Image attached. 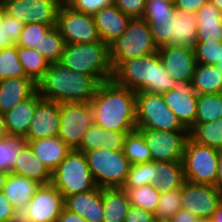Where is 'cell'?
<instances>
[{
  "instance_id": "cell-1",
  "label": "cell",
  "mask_w": 222,
  "mask_h": 222,
  "mask_svg": "<svg viewBox=\"0 0 222 222\" xmlns=\"http://www.w3.org/2000/svg\"><path fill=\"white\" fill-rule=\"evenodd\" d=\"M93 123L106 130L131 132L137 129L136 92L112 79L100 83L90 102Z\"/></svg>"
},
{
  "instance_id": "cell-2",
  "label": "cell",
  "mask_w": 222,
  "mask_h": 222,
  "mask_svg": "<svg viewBox=\"0 0 222 222\" xmlns=\"http://www.w3.org/2000/svg\"><path fill=\"white\" fill-rule=\"evenodd\" d=\"M100 82L92 76L74 72L60 62L49 64L37 90L45 100L58 103H90Z\"/></svg>"
},
{
  "instance_id": "cell-3",
  "label": "cell",
  "mask_w": 222,
  "mask_h": 222,
  "mask_svg": "<svg viewBox=\"0 0 222 222\" xmlns=\"http://www.w3.org/2000/svg\"><path fill=\"white\" fill-rule=\"evenodd\" d=\"M112 80L134 92L158 94L173 89L177 82L167 73L158 52L121 61L113 69Z\"/></svg>"
},
{
  "instance_id": "cell-4",
  "label": "cell",
  "mask_w": 222,
  "mask_h": 222,
  "mask_svg": "<svg viewBox=\"0 0 222 222\" xmlns=\"http://www.w3.org/2000/svg\"><path fill=\"white\" fill-rule=\"evenodd\" d=\"M60 63L74 72L95 77L100 83L113 76L109 45L102 40L65 44Z\"/></svg>"
},
{
  "instance_id": "cell-5",
  "label": "cell",
  "mask_w": 222,
  "mask_h": 222,
  "mask_svg": "<svg viewBox=\"0 0 222 222\" xmlns=\"http://www.w3.org/2000/svg\"><path fill=\"white\" fill-rule=\"evenodd\" d=\"M51 184L64 198L98 187L89 169L85 153L79 150H71L52 172Z\"/></svg>"
},
{
  "instance_id": "cell-6",
  "label": "cell",
  "mask_w": 222,
  "mask_h": 222,
  "mask_svg": "<svg viewBox=\"0 0 222 222\" xmlns=\"http://www.w3.org/2000/svg\"><path fill=\"white\" fill-rule=\"evenodd\" d=\"M113 69L121 62L158 52L150 26L143 18L129 21L126 31L109 45Z\"/></svg>"
},
{
  "instance_id": "cell-7",
  "label": "cell",
  "mask_w": 222,
  "mask_h": 222,
  "mask_svg": "<svg viewBox=\"0 0 222 222\" xmlns=\"http://www.w3.org/2000/svg\"><path fill=\"white\" fill-rule=\"evenodd\" d=\"M84 153L99 188H122L124 186L131 164L123 150L112 151L101 148Z\"/></svg>"
},
{
  "instance_id": "cell-8",
  "label": "cell",
  "mask_w": 222,
  "mask_h": 222,
  "mask_svg": "<svg viewBox=\"0 0 222 222\" xmlns=\"http://www.w3.org/2000/svg\"><path fill=\"white\" fill-rule=\"evenodd\" d=\"M135 108L137 128L162 131H189L167 106L162 94L136 92Z\"/></svg>"
},
{
  "instance_id": "cell-9",
  "label": "cell",
  "mask_w": 222,
  "mask_h": 222,
  "mask_svg": "<svg viewBox=\"0 0 222 222\" xmlns=\"http://www.w3.org/2000/svg\"><path fill=\"white\" fill-rule=\"evenodd\" d=\"M219 152L188 138L182 159L185 181L216 186Z\"/></svg>"
},
{
  "instance_id": "cell-10",
  "label": "cell",
  "mask_w": 222,
  "mask_h": 222,
  "mask_svg": "<svg viewBox=\"0 0 222 222\" xmlns=\"http://www.w3.org/2000/svg\"><path fill=\"white\" fill-rule=\"evenodd\" d=\"M93 123L90 103H60L58 136L71 150H80L84 134Z\"/></svg>"
},
{
  "instance_id": "cell-11",
  "label": "cell",
  "mask_w": 222,
  "mask_h": 222,
  "mask_svg": "<svg viewBox=\"0 0 222 222\" xmlns=\"http://www.w3.org/2000/svg\"><path fill=\"white\" fill-rule=\"evenodd\" d=\"M56 26L65 44L93 43L100 40L93 16L75 11L65 2L59 8Z\"/></svg>"
},
{
  "instance_id": "cell-12",
  "label": "cell",
  "mask_w": 222,
  "mask_h": 222,
  "mask_svg": "<svg viewBox=\"0 0 222 222\" xmlns=\"http://www.w3.org/2000/svg\"><path fill=\"white\" fill-rule=\"evenodd\" d=\"M151 152L152 161L181 162L189 131H162L137 128Z\"/></svg>"
},
{
  "instance_id": "cell-13",
  "label": "cell",
  "mask_w": 222,
  "mask_h": 222,
  "mask_svg": "<svg viewBox=\"0 0 222 222\" xmlns=\"http://www.w3.org/2000/svg\"><path fill=\"white\" fill-rule=\"evenodd\" d=\"M64 208V197L50 183L40 186L19 218L24 222H57Z\"/></svg>"
},
{
  "instance_id": "cell-14",
  "label": "cell",
  "mask_w": 222,
  "mask_h": 222,
  "mask_svg": "<svg viewBox=\"0 0 222 222\" xmlns=\"http://www.w3.org/2000/svg\"><path fill=\"white\" fill-rule=\"evenodd\" d=\"M64 0H9L5 12L23 23L56 25L57 14Z\"/></svg>"
},
{
  "instance_id": "cell-15",
  "label": "cell",
  "mask_w": 222,
  "mask_h": 222,
  "mask_svg": "<svg viewBox=\"0 0 222 222\" xmlns=\"http://www.w3.org/2000/svg\"><path fill=\"white\" fill-rule=\"evenodd\" d=\"M222 202V190L213 185L185 181L181 188V209L197 217L211 218Z\"/></svg>"
},
{
  "instance_id": "cell-16",
  "label": "cell",
  "mask_w": 222,
  "mask_h": 222,
  "mask_svg": "<svg viewBox=\"0 0 222 222\" xmlns=\"http://www.w3.org/2000/svg\"><path fill=\"white\" fill-rule=\"evenodd\" d=\"M158 54L170 77L179 82H192L197 66L194 49L166 45L158 48Z\"/></svg>"
},
{
  "instance_id": "cell-17",
  "label": "cell",
  "mask_w": 222,
  "mask_h": 222,
  "mask_svg": "<svg viewBox=\"0 0 222 222\" xmlns=\"http://www.w3.org/2000/svg\"><path fill=\"white\" fill-rule=\"evenodd\" d=\"M167 106L173 111L180 123L190 129L195 124L198 94L191 82L177 81L173 89L163 93Z\"/></svg>"
},
{
  "instance_id": "cell-18",
  "label": "cell",
  "mask_w": 222,
  "mask_h": 222,
  "mask_svg": "<svg viewBox=\"0 0 222 222\" xmlns=\"http://www.w3.org/2000/svg\"><path fill=\"white\" fill-rule=\"evenodd\" d=\"M60 128V103L42 99L36 106L25 140L58 136Z\"/></svg>"
},
{
  "instance_id": "cell-19",
  "label": "cell",
  "mask_w": 222,
  "mask_h": 222,
  "mask_svg": "<svg viewBox=\"0 0 222 222\" xmlns=\"http://www.w3.org/2000/svg\"><path fill=\"white\" fill-rule=\"evenodd\" d=\"M100 40L110 45L127 29L131 18L114 4L103 7L93 15Z\"/></svg>"
},
{
  "instance_id": "cell-20",
  "label": "cell",
  "mask_w": 222,
  "mask_h": 222,
  "mask_svg": "<svg viewBox=\"0 0 222 222\" xmlns=\"http://www.w3.org/2000/svg\"><path fill=\"white\" fill-rule=\"evenodd\" d=\"M65 209L85 218L87 222H103L102 188L64 198Z\"/></svg>"
},
{
  "instance_id": "cell-21",
  "label": "cell",
  "mask_w": 222,
  "mask_h": 222,
  "mask_svg": "<svg viewBox=\"0 0 222 222\" xmlns=\"http://www.w3.org/2000/svg\"><path fill=\"white\" fill-rule=\"evenodd\" d=\"M42 99L36 90L29 98L19 102L9 112L3 114L9 135L26 137L36 106Z\"/></svg>"
},
{
  "instance_id": "cell-22",
  "label": "cell",
  "mask_w": 222,
  "mask_h": 222,
  "mask_svg": "<svg viewBox=\"0 0 222 222\" xmlns=\"http://www.w3.org/2000/svg\"><path fill=\"white\" fill-rule=\"evenodd\" d=\"M37 84L29 77L0 80V114L9 112L19 102L29 98Z\"/></svg>"
},
{
  "instance_id": "cell-23",
  "label": "cell",
  "mask_w": 222,
  "mask_h": 222,
  "mask_svg": "<svg viewBox=\"0 0 222 222\" xmlns=\"http://www.w3.org/2000/svg\"><path fill=\"white\" fill-rule=\"evenodd\" d=\"M128 133L106 130L96 123H92L84 134L79 151L86 152L101 148H107L112 151L123 150Z\"/></svg>"
},
{
  "instance_id": "cell-24",
  "label": "cell",
  "mask_w": 222,
  "mask_h": 222,
  "mask_svg": "<svg viewBox=\"0 0 222 222\" xmlns=\"http://www.w3.org/2000/svg\"><path fill=\"white\" fill-rule=\"evenodd\" d=\"M27 143L31 146L35 156L50 170L51 173L71 151L59 136L41 138Z\"/></svg>"
},
{
  "instance_id": "cell-25",
  "label": "cell",
  "mask_w": 222,
  "mask_h": 222,
  "mask_svg": "<svg viewBox=\"0 0 222 222\" xmlns=\"http://www.w3.org/2000/svg\"><path fill=\"white\" fill-rule=\"evenodd\" d=\"M11 173L36 180L42 185H47L52 182V173L35 156L28 143L22 147L19 155L16 157Z\"/></svg>"
},
{
  "instance_id": "cell-26",
  "label": "cell",
  "mask_w": 222,
  "mask_h": 222,
  "mask_svg": "<svg viewBox=\"0 0 222 222\" xmlns=\"http://www.w3.org/2000/svg\"><path fill=\"white\" fill-rule=\"evenodd\" d=\"M42 184L14 173H9L3 193L12 206L20 213L29 203Z\"/></svg>"
},
{
  "instance_id": "cell-27",
  "label": "cell",
  "mask_w": 222,
  "mask_h": 222,
  "mask_svg": "<svg viewBox=\"0 0 222 222\" xmlns=\"http://www.w3.org/2000/svg\"><path fill=\"white\" fill-rule=\"evenodd\" d=\"M198 20L196 42L222 41V12L207 1L196 13Z\"/></svg>"
},
{
  "instance_id": "cell-28",
  "label": "cell",
  "mask_w": 222,
  "mask_h": 222,
  "mask_svg": "<svg viewBox=\"0 0 222 222\" xmlns=\"http://www.w3.org/2000/svg\"><path fill=\"white\" fill-rule=\"evenodd\" d=\"M198 20L196 14L178 9L172 11V35L168 45L184 46L193 49L197 40Z\"/></svg>"
},
{
  "instance_id": "cell-29",
  "label": "cell",
  "mask_w": 222,
  "mask_h": 222,
  "mask_svg": "<svg viewBox=\"0 0 222 222\" xmlns=\"http://www.w3.org/2000/svg\"><path fill=\"white\" fill-rule=\"evenodd\" d=\"M103 222H125L131 206L123 188H102Z\"/></svg>"
},
{
  "instance_id": "cell-30",
  "label": "cell",
  "mask_w": 222,
  "mask_h": 222,
  "mask_svg": "<svg viewBox=\"0 0 222 222\" xmlns=\"http://www.w3.org/2000/svg\"><path fill=\"white\" fill-rule=\"evenodd\" d=\"M154 185L160 193L181 189L185 183L183 163L155 161Z\"/></svg>"
},
{
  "instance_id": "cell-31",
  "label": "cell",
  "mask_w": 222,
  "mask_h": 222,
  "mask_svg": "<svg viewBox=\"0 0 222 222\" xmlns=\"http://www.w3.org/2000/svg\"><path fill=\"white\" fill-rule=\"evenodd\" d=\"M191 85L197 94L222 93V73L217 65L197 63Z\"/></svg>"
},
{
  "instance_id": "cell-32",
  "label": "cell",
  "mask_w": 222,
  "mask_h": 222,
  "mask_svg": "<svg viewBox=\"0 0 222 222\" xmlns=\"http://www.w3.org/2000/svg\"><path fill=\"white\" fill-rule=\"evenodd\" d=\"M189 138L200 145L222 149V119L194 124L189 129Z\"/></svg>"
},
{
  "instance_id": "cell-33",
  "label": "cell",
  "mask_w": 222,
  "mask_h": 222,
  "mask_svg": "<svg viewBox=\"0 0 222 222\" xmlns=\"http://www.w3.org/2000/svg\"><path fill=\"white\" fill-rule=\"evenodd\" d=\"M18 57L25 75L37 84L44 77L50 63L34 48L18 47Z\"/></svg>"
},
{
  "instance_id": "cell-34",
  "label": "cell",
  "mask_w": 222,
  "mask_h": 222,
  "mask_svg": "<svg viewBox=\"0 0 222 222\" xmlns=\"http://www.w3.org/2000/svg\"><path fill=\"white\" fill-rule=\"evenodd\" d=\"M222 119V93L198 94L195 124Z\"/></svg>"
},
{
  "instance_id": "cell-35",
  "label": "cell",
  "mask_w": 222,
  "mask_h": 222,
  "mask_svg": "<svg viewBox=\"0 0 222 222\" xmlns=\"http://www.w3.org/2000/svg\"><path fill=\"white\" fill-rule=\"evenodd\" d=\"M134 207L142 208L155 215L161 193L155 185L149 184L134 188H123Z\"/></svg>"
},
{
  "instance_id": "cell-36",
  "label": "cell",
  "mask_w": 222,
  "mask_h": 222,
  "mask_svg": "<svg viewBox=\"0 0 222 222\" xmlns=\"http://www.w3.org/2000/svg\"><path fill=\"white\" fill-rule=\"evenodd\" d=\"M123 151L131 165L152 161L151 152L146 145L143 134L138 129L127 134Z\"/></svg>"
},
{
  "instance_id": "cell-37",
  "label": "cell",
  "mask_w": 222,
  "mask_h": 222,
  "mask_svg": "<svg viewBox=\"0 0 222 222\" xmlns=\"http://www.w3.org/2000/svg\"><path fill=\"white\" fill-rule=\"evenodd\" d=\"M64 45V39L55 25L43 35L39 46L34 49L51 64L61 61Z\"/></svg>"
},
{
  "instance_id": "cell-38",
  "label": "cell",
  "mask_w": 222,
  "mask_h": 222,
  "mask_svg": "<svg viewBox=\"0 0 222 222\" xmlns=\"http://www.w3.org/2000/svg\"><path fill=\"white\" fill-rule=\"evenodd\" d=\"M27 143L25 138L8 135L0 139V170L10 173L22 147Z\"/></svg>"
},
{
  "instance_id": "cell-39",
  "label": "cell",
  "mask_w": 222,
  "mask_h": 222,
  "mask_svg": "<svg viewBox=\"0 0 222 222\" xmlns=\"http://www.w3.org/2000/svg\"><path fill=\"white\" fill-rule=\"evenodd\" d=\"M27 77L18 57L16 45L0 50V80Z\"/></svg>"
},
{
  "instance_id": "cell-40",
  "label": "cell",
  "mask_w": 222,
  "mask_h": 222,
  "mask_svg": "<svg viewBox=\"0 0 222 222\" xmlns=\"http://www.w3.org/2000/svg\"><path fill=\"white\" fill-rule=\"evenodd\" d=\"M155 177V161L132 164L122 188H134L149 184L154 185Z\"/></svg>"
},
{
  "instance_id": "cell-41",
  "label": "cell",
  "mask_w": 222,
  "mask_h": 222,
  "mask_svg": "<svg viewBox=\"0 0 222 222\" xmlns=\"http://www.w3.org/2000/svg\"><path fill=\"white\" fill-rule=\"evenodd\" d=\"M151 30L155 45L160 48L170 43L172 35V13L162 17H150L146 21Z\"/></svg>"
},
{
  "instance_id": "cell-42",
  "label": "cell",
  "mask_w": 222,
  "mask_h": 222,
  "mask_svg": "<svg viewBox=\"0 0 222 222\" xmlns=\"http://www.w3.org/2000/svg\"><path fill=\"white\" fill-rule=\"evenodd\" d=\"M53 26L55 25L26 23L15 45L23 48H36L39 46L43 35Z\"/></svg>"
},
{
  "instance_id": "cell-43",
  "label": "cell",
  "mask_w": 222,
  "mask_h": 222,
  "mask_svg": "<svg viewBox=\"0 0 222 222\" xmlns=\"http://www.w3.org/2000/svg\"><path fill=\"white\" fill-rule=\"evenodd\" d=\"M193 49L197 63L217 65L222 59V41L196 42Z\"/></svg>"
},
{
  "instance_id": "cell-44",
  "label": "cell",
  "mask_w": 222,
  "mask_h": 222,
  "mask_svg": "<svg viewBox=\"0 0 222 222\" xmlns=\"http://www.w3.org/2000/svg\"><path fill=\"white\" fill-rule=\"evenodd\" d=\"M24 24L5 13L0 27V50L14 46L23 31Z\"/></svg>"
},
{
  "instance_id": "cell-45",
  "label": "cell",
  "mask_w": 222,
  "mask_h": 222,
  "mask_svg": "<svg viewBox=\"0 0 222 222\" xmlns=\"http://www.w3.org/2000/svg\"><path fill=\"white\" fill-rule=\"evenodd\" d=\"M181 209V189L161 193L155 218H172Z\"/></svg>"
},
{
  "instance_id": "cell-46",
  "label": "cell",
  "mask_w": 222,
  "mask_h": 222,
  "mask_svg": "<svg viewBox=\"0 0 222 222\" xmlns=\"http://www.w3.org/2000/svg\"><path fill=\"white\" fill-rule=\"evenodd\" d=\"M115 0H64L73 10L94 15L103 7L114 4Z\"/></svg>"
},
{
  "instance_id": "cell-47",
  "label": "cell",
  "mask_w": 222,
  "mask_h": 222,
  "mask_svg": "<svg viewBox=\"0 0 222 222\" xmlns=\"http://www.w3.org/2000/svg\"><path fill=\"white\" fill-rule=\"evenodd\" d=\"M173 0H147L142 18L147 21L150 17L167 16L174 11Z\"/></svg>"
},
{
  "instance_id": "cell-48",
  "label": "cell",
  "mask_w": 222,
  "mask_h": 222,
  "mask_svg": "<svg viewBox=\"0 0 222 222\" xmlns=\"http://www.w3.org/2000/svg\"><path fill=\"white\" fill-rule=\"evenodd\" d=\"M147 0H115L114 5L131 19L142 18Z\"/></svg>"
},
{
  "instance_id": "cell-49",
  "label": "cell",
  "mask_w": 222,
  "mask_h": 222,
  "mask_svg": "<svg viewBox=\"0 0 222 222\" xmlns=\"http://www.w3.org/2000/svg\"><path fill=\"white\" fill-rule=\"evenodd\" d=\"M19 219V213L12 206L4 193H0V222H15Z\"/></svg>"
},
{
  "instance_id": "cell-50",
  "label": "cell",
  "mask_w": 222,
  "mask_h": 222,
  "mask_svg": "<svg viewBox=\"0 0 222 222\" xmlns=\"http://www.w3.org/2000/svg\"><path fill=\"white\" fill-rule=\"evenodd\" d=\"M155 215L142 208L130 206L125 218V222H154Z\"/></svg>"
},
{
  "instance_id": "cell-51",
  "label": "cell",
  "mask_w": 222,
  "mask_h": 222,
  "mask_svg": "<svg viewBox=\"0 0 222 222\" xmlns=\"http://www.w3.org/2000/svg\"><path fill=\"white\" fill-rule=\"evenodd\" d=\"M208 0H173L176 9L196 14Z\"/></svg>"
},
{
  "instance_id": "cell-52",
  "label": "cell",
  "mask_w": 222,
  "mask_h": 222,
  "mask_svg": "<svg viewBox=\"0 0 222 222\" xmlns=\"http://www.w3.org/2000/svg\"><path fill=\"white\" fill-rule=\"evenodd\" d=\"M57 222H87V220L64 208L58 217Z\"/></svg>"
},
{
  "instance_id": "cell-53",
  "label": "cell",
  "mask_w": 222,
  "mask_h": 222,
  "mask_svg": "<svg viewBox=\"0 0 222 222\" xmlns=\"http://www.w3.org/2000/svg\"><path fill=\"white\" fill-rule=\"evenodd\" d=\"M174 222H196L198 217L193 215L192 213L180 209L173 217Z\"/></svg>"
},
{
  "instance_id": "cell-54",
  "label": "cell",
  "mask_w": 222,
  "mask_h": 222,
  "mask_svg": "<svg viewBox=\"0 0 222 222\" xmlns=\"http://www.w3.org/2000/svg\"><path fill=\"white\" fill-rule=\"evenodd\" d=\"M216 186L217 188L222 190V149L219 152V162H218V169L216 175Z\"/></svg>"
},
{
  "instance_id": "cell-55",
  "label": "cell",
  "mask_w": 222,
  "mask_h": 222,
  "mask_svg": "<svg viewBox=\"0 0 222 222\" xmlns=\"http://www.w3.org/2000/svg\"><path fill=\"white\" fill-rule=\"evenodd\" d=\"M211 220L212 222H222V202L216 211L212 214Z\"/></svg>"
},
{
  "instance_id": "cell-56",
  "label": "cell",
  "mask_w": 222,
  "mask_h": 222,
  "mask_svg": "<svg viewBox=\"0 0 222 222\" xmlns=\"http://www.w3.org/2000/svg\"><path fill=\"white\" fill-rule=\"evenodd\" d=\"M9 134L6 129V124L4 121V117L0 114V139L7 137Z\"/></svg>"
},
{
  "instance_id": "cell-57",
  "label": "cell",
  "mask_w": 222,
  "mask_h": 222,
  "mask_svg": "<svg viewBox=\"0 0 222 222\" xmlns=\"http://www.w3.org/2000/svg\"><path fill=\"white\" fill-rule=\"evenodd\" d=\"M8 175H9L8 172L0 170V193H2L4 190V186H5Z\"/></svg>"
},
{
  "instance_id": "cell-58",
  "label": "cell",
  "mask_w": 222,
  "mask_h": 222,
  "mask_svg": "<svg viewBox=\"0 0 222 222\" xmlns=\"http://www.w3.org/2000/svg\"><path fill=\"white\" fill-rule=\"evenodd\" d=\"M5 7H4V4L0 2V27L3 23V18L5 16Z\"/></svg>"
},
{
  "instance_id": "cell-59",
  "label": "cell",
  "mask_w": 222,
  "mask_h": 222,
  "mask_svg": "<svg viewBox=\"0 0 222 222\" xmlns=\"http://www.w3.org/2000/svg\"><path fill=\"white\" fill-rule=\"evenodd\" d=\"M222 12V0H209Z\"/></svg>"
},
{
  "instance_id": "cell-60",
  "label": "cell",
  "mask_w": 222,
  "mask_h": 222,
  "mask_svg": "<svg viewBox=\"0 0 222 222\" xmlns=\"http://www.w3.org/2000/svg\"><path fill=\"white\" fill-rule=\"evenodd\" d=\"M154 222H174L172 218H155Z\"/></svg>"
},
{
  "instance_id": "cell-61",
  "label": "cell",
  "mask_w": 222,
  "mask_h": 222,
  "mask_svg": "<svg viewBox=\"0 0 222 222\" xmlns=\"http://www.w3.org/2000/svg\"><path fill=\"white\" fill-rule=\"evenodd\" d=\"M196 222H212V220L208 217H198Z\"/></svg>"
},
{
  "instance_id": "cell-62",
  "label": "cell",
  "mask_w": 222,
  "mask_h": 222,
  "mask_svg": "<svg viewBox=\"0 0 222 222\" xmlns=\"http://www.w3.org/2000/svg\"><path fill=\"white\" fill-rule=\"evenodd\" d=\"M219 70L221 71L222 73V59L219 61V63L217 64Z\"/></svg>"
},
{
  "instance_id": "cell-63",
  "label": "cell",
  "mask_w": 222,
  "mask_h": 222,
  "mask_svg": "<svg viewBox=\"0 0 222 222\" xmlns=\"http://www.w3.org/2000/svg\"><path fill=\"white\" fill-rule=\"evenodd\" d=\"M6 1H9V0H0V2L3 3V4H4Z\"/></svg>"
},
{
  "instance_id": "cell-64",
  "label": "cell",
  "mask_w": 222,
  "mask_h": 222,
  "mask_svg": "<svg viewBox=\"0 0 222 222\" xmlns=\"http://www.w3.org/2000/svg\"><path fill=\"white\" fill-rule=\"evenodd\" d=\"M15 222H24V221H22L20 218L17 220V221H15Z\"/></svg>"
}]
</instances>
